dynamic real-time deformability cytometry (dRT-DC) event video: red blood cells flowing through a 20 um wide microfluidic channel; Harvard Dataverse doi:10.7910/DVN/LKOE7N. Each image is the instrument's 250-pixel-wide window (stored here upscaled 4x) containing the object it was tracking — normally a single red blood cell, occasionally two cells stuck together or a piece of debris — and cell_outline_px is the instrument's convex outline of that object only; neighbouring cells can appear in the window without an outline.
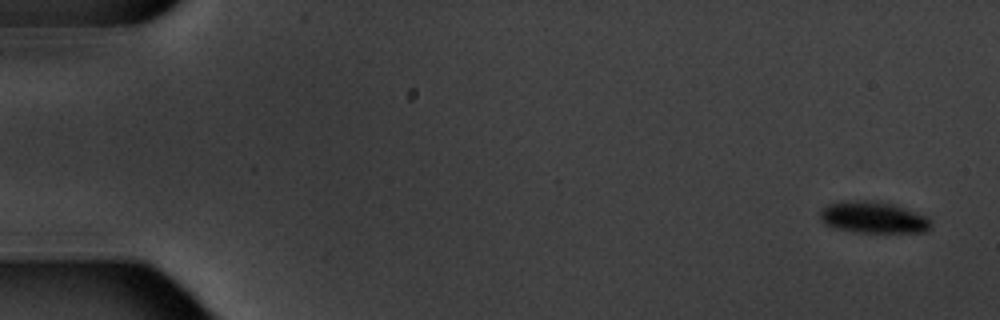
{"species": "common noctule bat (a hibernating species)", "species_latin": "Nyctalus noctula", "temperature_condition": "warm", "stored_images_in_passage": 6, "camera_frame_rate_fps": 3000, "um_per_image_px": 0.085, "animal": {"sex": "male", "body_mass_g": 20.1, "forearm_length_mm": 53.5}, "frame": {"image": 1, "passage_image": 1, "time_ms": 0.0, "image_size_px": [1000, 320], "cell_outline_px": [[932, 228], [928, 232], [852, 232], [832, 228], [824, 224], [820, 220], [820, 212], [828, 204], [852, 200], [872, 200], [892, 204], [904, 208], [924, 216], [932, 220]], "centroid_in_image_um": [74.22, 18.5], "position_along_channel_um": 10.8, "area_um2": 20.52}}
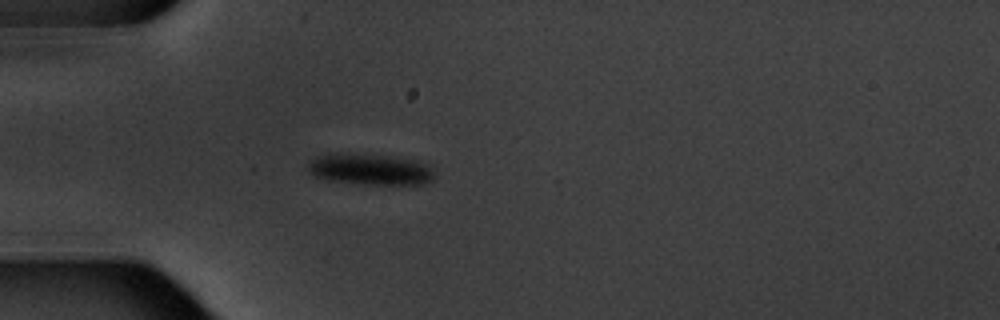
{"frame": {"image": 2, "passage_image": 5, "time_ms": 5.0, "image_size_px": [1000, 320], "cell_outline_px": [[432, 180], [424, 184], [364, 184], [328, 180], [316, 176], [308, 172], [308, 164], [316, 156], [336, 152], [384, 156], [416, 160], [428, 164], [432, 168]], "centroid_in_image_um": [31.44, 14.39], "position_along_channel_um": 53.6, "area_um2": 22.83}}